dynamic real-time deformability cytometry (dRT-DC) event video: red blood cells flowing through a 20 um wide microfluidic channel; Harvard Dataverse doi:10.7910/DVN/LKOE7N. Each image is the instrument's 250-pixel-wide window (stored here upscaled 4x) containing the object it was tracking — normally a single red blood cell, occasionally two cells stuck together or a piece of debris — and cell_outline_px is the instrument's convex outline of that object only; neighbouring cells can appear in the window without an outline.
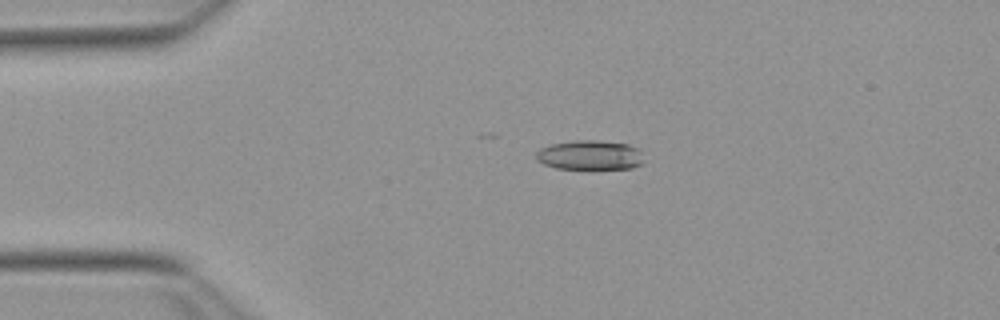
{"species": "Egyptian fruit bat (a non-hibernating species)", "species_latin": "Rousettus aegyptiacus", "temperature_condition": "warm", "stored_images_in_passage": 18, "camera_frame_rate_fps": 3000, "um_per_image_px": 0.085, "animal": {"sex": "female"}, "frame": {"image": 1, "passage_image": 12, "time_ms": 3.667, "image_size_px": [1000, 320], "cell_outline_px": [[640, 164], [632, 168], [556, 168], [544, 164], [536, 160], [536, 152], [540, 148], [552, 144], [572, 140], [596, 140], [628, 144], [636, 148], [640, 152]], "centroid_in_image_um": [50.07, 13.17], "position_along_channel_um": 34.9, "area_um2": 18.21}}